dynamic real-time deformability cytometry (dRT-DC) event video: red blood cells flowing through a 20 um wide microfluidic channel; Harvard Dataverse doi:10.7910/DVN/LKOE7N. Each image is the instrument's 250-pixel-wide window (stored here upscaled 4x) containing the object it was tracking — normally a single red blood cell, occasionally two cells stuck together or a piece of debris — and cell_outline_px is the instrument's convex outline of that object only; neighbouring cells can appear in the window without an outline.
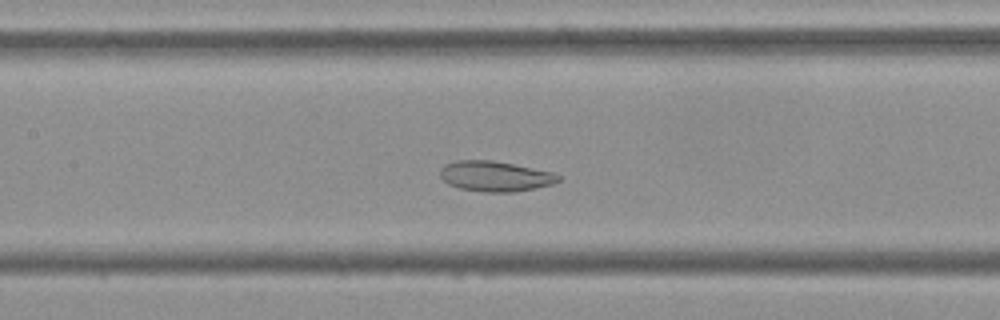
{"species": "Egyptian fruit bat (a non-hibernating species)", "species_latin": "Rousettus aegyptiacus", "temperature_condition": "cold", "stored_images_in_passage": 50, "camera_frame_rate_fps": 3000, "um_per_image_px": 0.085, "frame": {"image": 1, "passage_image": 21, "time_ms": 6.667, "image_size_px": [1000, 320], "cell_outline_px": [[560, 180], [552, 184], [512, 192], [484, 192], [460, 188], [448, 184], [440, 176], [440, 168], [444, 164], [456, 160], [492, 160], [552, 172], [560, 176]], "centroid_in_image_um": [42.04, 14.97], "position_along_channel_um": 165.4, "area_um2": 20.69}}
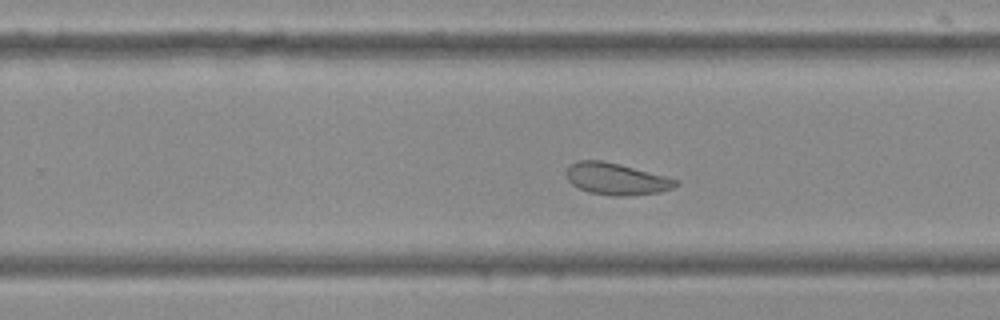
{"frame": {"image": 2, "passage_image": 30, "time_ms": 9.667, "image_size_px": [1000, 320], "cell_outline_px": [[680, 184], [672, 188], [660, 192], [624, 196], [612, 196], [588, 192], [572, 184], [568, 180], [568, 164], [576, 160], [600, 160], [620, 164], [680, 180]], "centroid_in_image_um": [52.4, 15.2], "position_along_channel_um": 277.4, "area_um2": 20.23}}
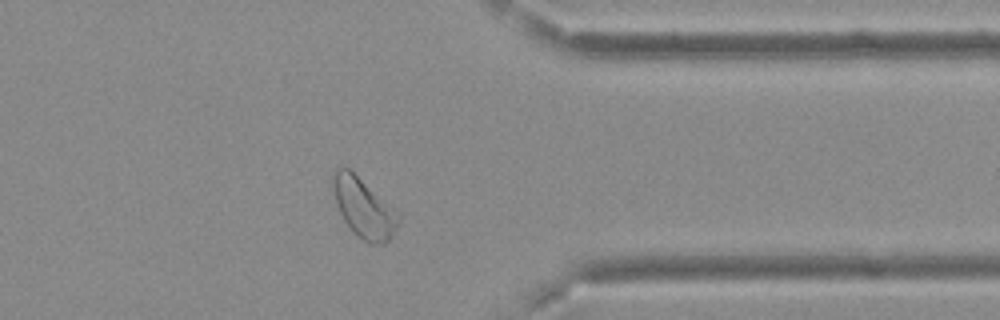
{"frame": {"image": 3, "passage_image": 39, "time_ms": 12.667, "image_size_px": [1000, 320], "cell_outline_px": [[400, 224], [392, 236], [384, 244], [368, 244], [356, 236], [344, 220], [340, 212], [332, 188], [332, 176], [336, 168], [348, 168], [392, 208], [400, 216]], "centroid_in_image_um": [30.91, 17.73], "position_along_channel_um": 380.5, "area_um2": 22.2}, "authors_computed_cell_mechanics": {"area_um2": 24.1604, "velocity_mm_per_s": 3.7448, "shape_relaxation_time_tau1_ms": null, "shape_relaxation_time_tau2_ms": 2.1227, "deformation_change_tau1": null, "deformation_change_tau2": 0.0714}}